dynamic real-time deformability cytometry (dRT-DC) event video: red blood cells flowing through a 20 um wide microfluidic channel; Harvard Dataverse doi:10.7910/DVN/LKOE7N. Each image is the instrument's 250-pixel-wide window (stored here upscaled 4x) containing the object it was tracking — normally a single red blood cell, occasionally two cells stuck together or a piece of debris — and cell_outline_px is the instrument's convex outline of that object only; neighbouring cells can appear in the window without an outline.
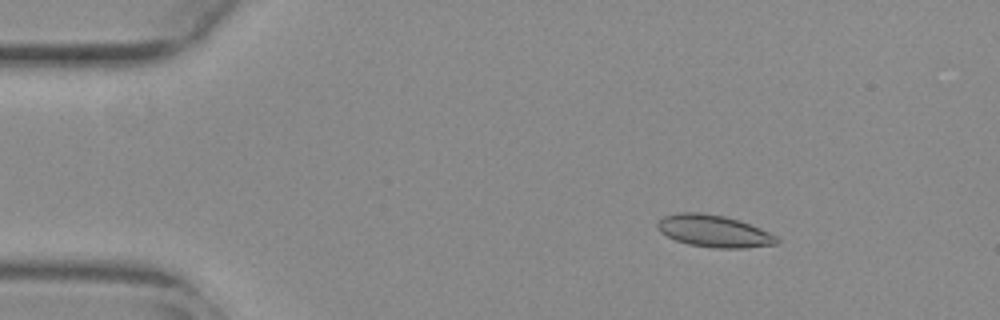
{"species": "common noctule bat (a hibernating species)", "species_latin": "Nyctalus noctula", "temperature_condition": "warm", "stored_images_in_passage": 47, "camera_frame_rate_fps": 3000, "um_per_image_px": 0.085, "animal": {"sex": "female", "body_mass_g": 29.2, "forearm_length_mm": 56.3}, "frame": {"image": 1, "passage_image": 1, "time_ms": 0.0, "image_size_px": [1000, 320], "cell_outline_px": [[780, 240], [776, 244], [748, 248], [712, 248], [688, 244], [676, 240], [660, 232], [656, 228], [656, 224], [664, 216], [676, 212], [700, 212], [724, 216], [740, 220], [760, 228], [776, 236]], "centroid_in_image_um": [60.67, 19.64], "position_along_channel_um": 24.3, "area_um2": 22.43}}
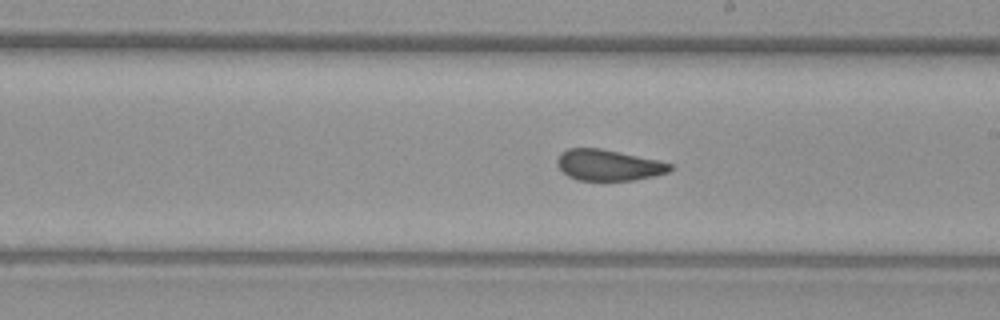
{"frame": {"image": 2, "passage_image": 24, "time_ms": 7.667, "image_size_px": [1000, 320], "cell_outline_px": [[672, 168], [668, 172], [636, 180], [576, 180], [568, 176], [556, 164], [556, 160], [560, 152], [568, 148], [600, 148], [656, 160], [672, 164]], "centroid_in_image_um": [51.67, 14.03], "position_along_channel_um": 237.3, "area_um2": 20.23}}
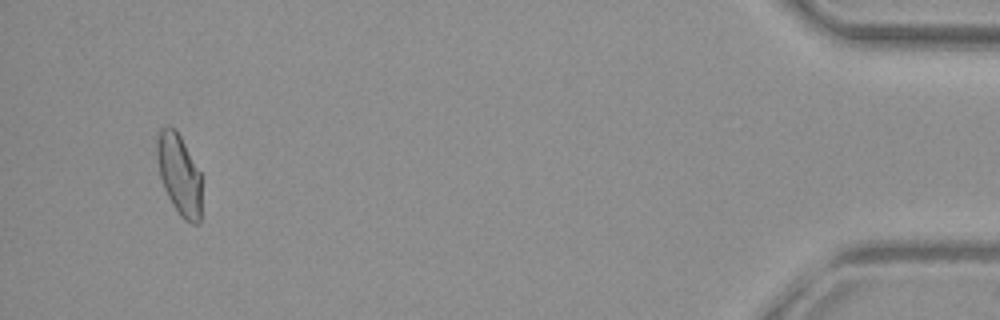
{"frame": {"image": 3, "passage_image": 45, "time_ms": 14.667, "image_size_px": [1000, 320], "cell_outline_px": [[200, 224], [192, 224], [184, 220], [180, 216], [172, 204], [164, 188], [160, 176], [156, 156], [156, 140], [160, 128], [168, 124], [180, 136], [200, 172]], "centroid_in_image_um": [15.21, 14.83], "position_along_channel_um": 420.0, "area_um2": 20.92}, "authors_computed_cell_mechanics": {"area_um2": 21.4438, "velocity_mm_per_s": 3.7626, "shape_relaxation_time_tau1_ms": null, "shape_relaxation_time_tau2_ms": 1.0853, "deformation_change_tau1": null, "deformation_change_tau2": 0.0767}}